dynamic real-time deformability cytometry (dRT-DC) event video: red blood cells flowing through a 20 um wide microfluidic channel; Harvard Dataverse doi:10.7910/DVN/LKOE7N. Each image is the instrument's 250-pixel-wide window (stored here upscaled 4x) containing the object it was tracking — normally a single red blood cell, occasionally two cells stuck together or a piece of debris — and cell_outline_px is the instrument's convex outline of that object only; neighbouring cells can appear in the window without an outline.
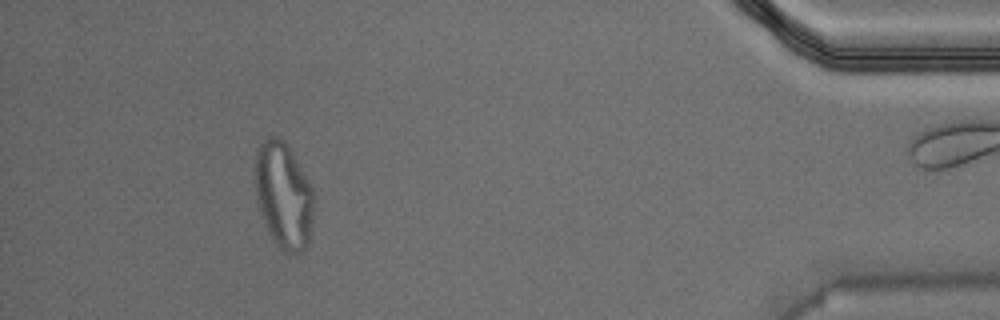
{"species": "Egyptian fruit bat (a non-hibernating species)", "species_latin": "Rousettus aegyptiacus", "temperature_condition": "warm", "stored_images_in_passage": 39, "camera_frame_rate_fps": 3000, "um_per_image_px": 0.085, "animal": {"sex": "male"}, "frame": {"image": 1, "passage_image": 34, "time_ms": 11.0, "image_size_px": [1000, 320], "cell_outline_px": [[312, 224], [308, 244], [304, 252], [288, 252], [280, 248], [276, 244], [260, 212], [256, 200], [252, 176], [256, 152], [260, 144], [268, 136], [280, 136], [284, 140], [312, 188]], "centroid_in_image_um": [24.05, 16.57], "position_along_channel_um": 411.2, "area_um2": 36.3}}